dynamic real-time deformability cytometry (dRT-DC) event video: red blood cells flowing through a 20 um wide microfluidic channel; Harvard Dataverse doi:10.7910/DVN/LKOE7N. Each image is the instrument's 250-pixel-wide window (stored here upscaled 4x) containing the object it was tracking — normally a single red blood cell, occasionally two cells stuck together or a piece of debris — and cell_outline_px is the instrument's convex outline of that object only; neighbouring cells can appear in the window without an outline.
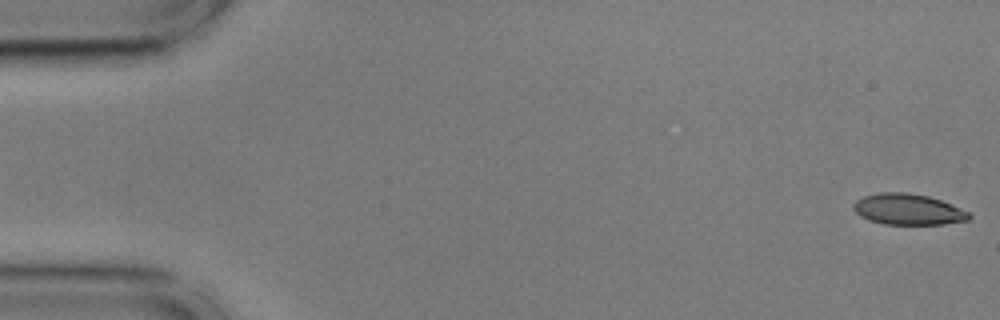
{"species": "common noctule bat (a hibernating species)", "species_latin": "Nyctalus noctula", "temperature_condition": "cold", "stored_images_in_passage": 55, "camera_frame_rate_fps": 3000, "um_per_image_px": 0.085, "animal": {"sex": "male", "body_mass_g": 17.9, "forearm_length_mm": 54.2}, "frame": {"image": 1, "passage_image": 1, "time_ms": 0.0, "image_size_px": [1000, 320], "cell_outline_px": [[972, 216], [968, 220], [944, 224], [884, 224], [868, 220], [860, 216], [852, 208], [852, 204], [856, 200], [864, 196], [880, 192], [908, 192], [928, 196], [952, 204], [968, 212]], "centroid_in_image_um": [77.16, 17.79], "position_along_channel_um": 7.8, "area_um2": 20.92}}
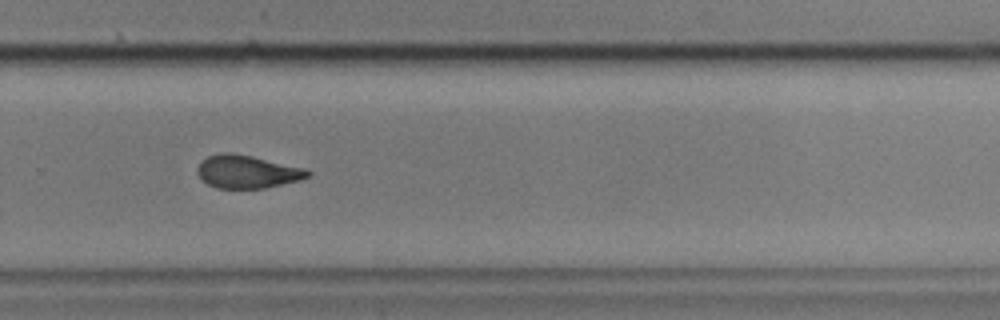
{"frame": {"image": 2, "passage_image": 37, "time_ms": 12.0, "image_size_px": [1000, 320], "cell_outline_px": [[312, 172], [308, 176], [300, 180], [264, 188], [216, 188], [200, 180], [196, 172], [196, 168], [200, 160], [208, 156], [224, 152], [232, 152], [252, 156], [304, 168]], "centroid_in_image_um": [20.94, 14.59], "position_along_channel_um": 308.9, "area_um2": 21.33}}
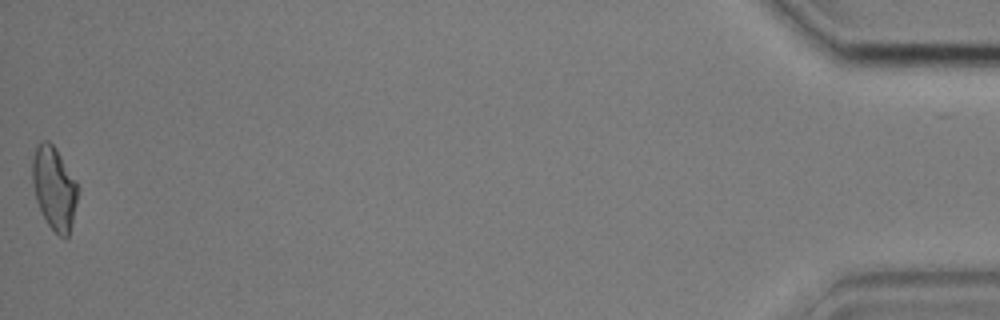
{"frame": {"image": 3, "passage_image": 55, "time_ms": 18.0, "image_size_px": [1000, 320], "cell_outline_px": [[76, 204], [68, 236], [60, 236], [48, 224], [36, 200], [32, 184], [32, 160], [36, 148], [40, 140], [48, 140], [56, 148], [76, 180]], "centroid_in_image_um": [4.58, 15.93], "position_along_channel_um": 430.6, "area_um2": 21.5}, "authors_computed_cell_mechanics": {"area_um2": 21.7906, "velocity_mm_per_s": 3.6156, "shape_relaxation_time_tau1_ms": 3.885, "shape_relaxation_time_tau2_ms": 2.8319, "deformation_change_tau1": 0.1367, "deformation_change_tau2": 0.0802}}